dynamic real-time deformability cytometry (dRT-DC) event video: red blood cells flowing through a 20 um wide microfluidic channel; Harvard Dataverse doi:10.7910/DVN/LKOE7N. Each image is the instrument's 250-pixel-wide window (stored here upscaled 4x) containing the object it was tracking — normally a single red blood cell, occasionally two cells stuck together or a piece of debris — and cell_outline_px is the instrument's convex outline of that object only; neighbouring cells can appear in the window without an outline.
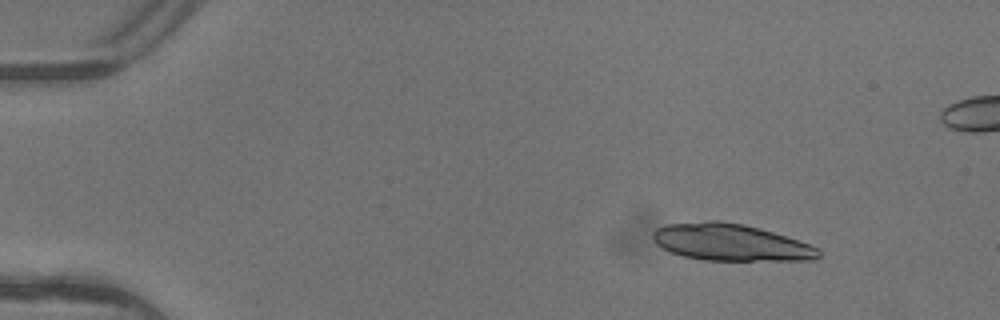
{"species": "common noctule bat (a hibernating species)", "species_latin": "Nyctalus noctula", "temperature_condition": "warm", "stored_images_in_passage": 5, "segment_of_instrument_passage": [2, 2], "camera_frame_rate_fps": 3000, "um_per_image_px": 0.085, "animal": {"sex": "female"}, "frame": {"image": 1, "passage_image": 5, "time_ms": 1.333, "image_size_px": [1000, 320], "cell_outline_px": [[820, 256], [812, 260], [704, 260], [684, 256], [672, 252], [656, 244], [652, 236], [652, 232], [656, 228], [664, 224], [704, 220], [720, 220], [744, 224], [760, 228], [820, 248]], "centroid_in_image_um": [62.06, 20.58], "position_along_channel_um": 22.9, "area_um2": 35.6}}